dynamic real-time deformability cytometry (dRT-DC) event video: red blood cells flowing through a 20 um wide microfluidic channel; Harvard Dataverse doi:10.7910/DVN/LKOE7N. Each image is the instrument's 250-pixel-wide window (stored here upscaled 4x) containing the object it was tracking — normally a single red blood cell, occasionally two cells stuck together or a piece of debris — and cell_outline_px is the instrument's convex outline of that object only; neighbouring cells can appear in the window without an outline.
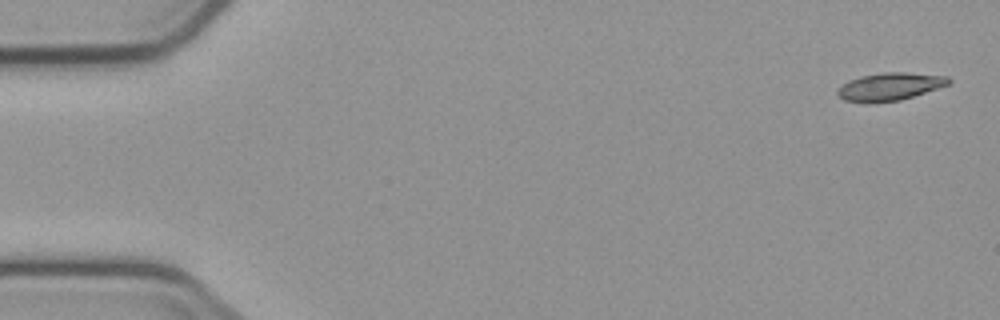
{"species": "common noctule bat (a hibernating species)", "species_latin": "Nyctalus noctula", "temperature_condition": "cold", "stored_images_in_passage": 5, "camera_frame_rate_fps": 3000, "um_per_image_px": 0.085, "animal": {"sex": "male", "body_mass_g": 23.1, "forearm_length_mm": 52.7}, "frame": {"image": 1, "passage_image": 1, "time_ms": 0.0, "image_size_px": [1000, 320], "cell_outline_px": [[952, 80], [948, 84], [900, 100], [868, 104], [844, 100], [836, 92], [848, 80], [864, 76], [884, 72], [904, 72], [948, 76]], "centroid_in_image_um": [75.62, 7.37], "position_along_channel_um": 9.4, "area_um2": 17.74}}
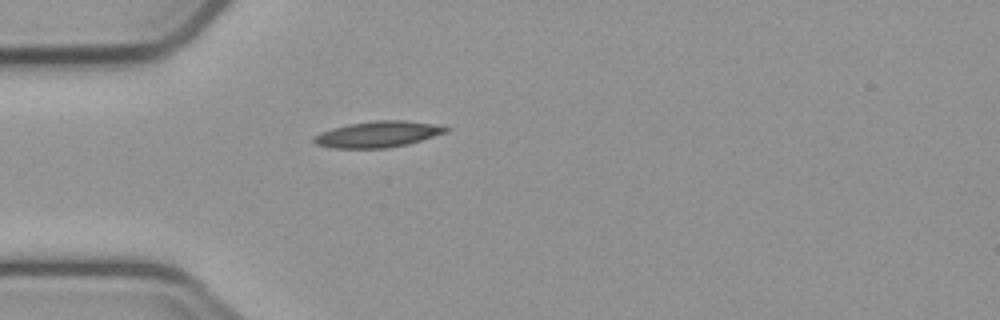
{"frame": {"image": 2, "passage_image": 5, "time_ms": 4.667, "image_size_px": [1000, 320], "cell_outline_px": [[452, 128], [448, 132], [408, 144], [388, 148], [332, 148], [316, 144], [312, 140], [312, 136], [320, 132], [332, 128], [348, 124], [372, 120], [404, 120], [432, 124]], "centroid_in_image_um": [32.1, 11.41], "position_along_channel_um": 52.9, "area_um2": 20.23}}